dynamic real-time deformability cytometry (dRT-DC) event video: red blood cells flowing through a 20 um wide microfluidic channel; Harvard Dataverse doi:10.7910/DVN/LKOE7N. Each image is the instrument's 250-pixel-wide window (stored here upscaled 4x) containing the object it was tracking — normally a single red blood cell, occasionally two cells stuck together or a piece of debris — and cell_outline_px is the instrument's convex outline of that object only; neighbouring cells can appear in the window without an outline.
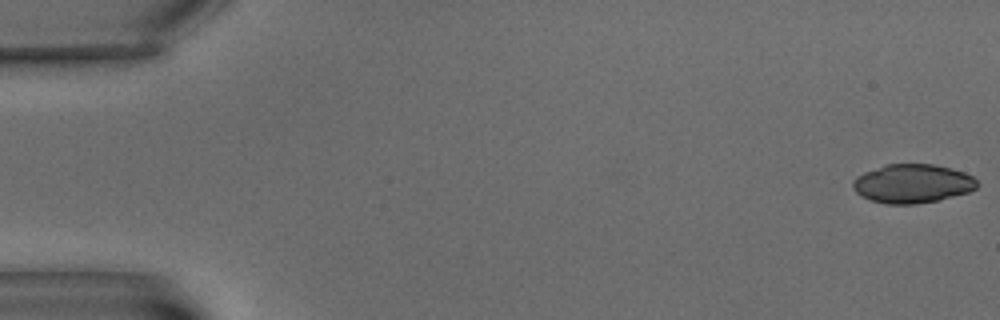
{"species": "common noctule bat (a hibernating species)", "species_latin": "Nyctalus noctula", "temperature_condition": "warm", "stored_images_in_passage": 6, "camera_frame_rate_fps": 3000, "um_per_image_px": 0.085, "animal": {"sex": "male", "body_mass_g": 15.6}, "frame": {"image": 1, "passage_image": 1, "time_ms": 0.0, "image_size_px": [1000, 320], "cell_outline_px": [[980, 184], [976, 188], [968, 192], [940, 200], [916, 204], [884, 204], [860, 196], [852, 188], [852, 180], [856, 176], [864, 172], [884, 164], [932, 164], [952, 168], [964, 172], [972, 176]], "centroid_in_image_um": [77.54, 15.6], "position_along_channel_um": 7.5, "area_um2": 28.44}}
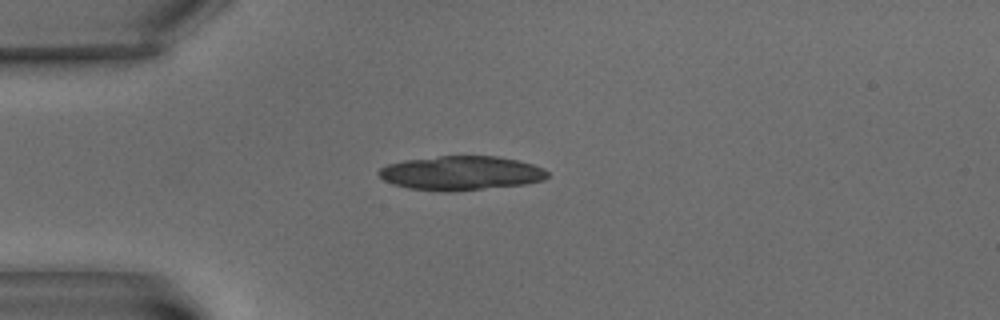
{"frame": {"image": 2, "passage_image": 6, "time_ms": 5.667, "image_size_px": [1000, 320], "cell_outline_px": [[548, 176], [544, 180], [524, 184], [452, 192], [440, 192], [408, 188], [392, 184], [384, 180], [376, 172], [380, 168], [388, 164], [404, 160], [440, 156], [500, 156], [532, 164], [544, 168], [548, 172]], "centroid_in_image_um": [39.17, 14.72], "position_along_channel_um": 45.8, "area_um2": 33.76}}